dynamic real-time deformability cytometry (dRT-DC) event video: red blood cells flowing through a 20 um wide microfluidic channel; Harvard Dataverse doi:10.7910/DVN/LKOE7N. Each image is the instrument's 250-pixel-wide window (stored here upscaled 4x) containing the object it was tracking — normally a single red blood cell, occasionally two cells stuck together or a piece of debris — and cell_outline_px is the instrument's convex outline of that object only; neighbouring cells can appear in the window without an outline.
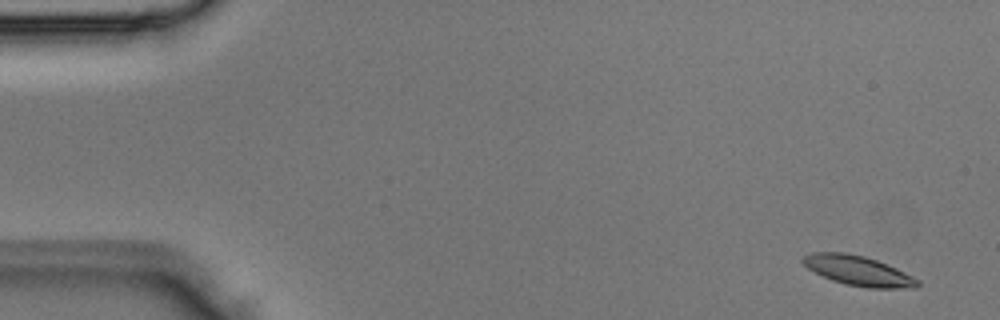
{"species": "Egyptian fruit bat (a non-hibernating species)", "species_latin": "Rousettus aegyptiacus", "temperature_condition": "room temperature", "stored_images_in_passage": 4, "camera_frame_rate_fps": 3000, "um_per_image_px": 0.085, "animal": {"sex": "male"}, "frame": {"image": 1, "passage_image": 1, "time_ms": 0.0, "image_size_px": [1000, 320], "cell_outline_px": [[920, 284], [916, 288], [868, 288], [844, 284], [832, 280], [808, 268], [800, 260], [804, 256], [812, 252], [844, 252], [864, 256], [876, 260], [896, 268], [920, 280]], "centroid_in_image_um": [72.96, 23.01], "position_along_channel_um": 12.0, "area_um2": 19.83}}
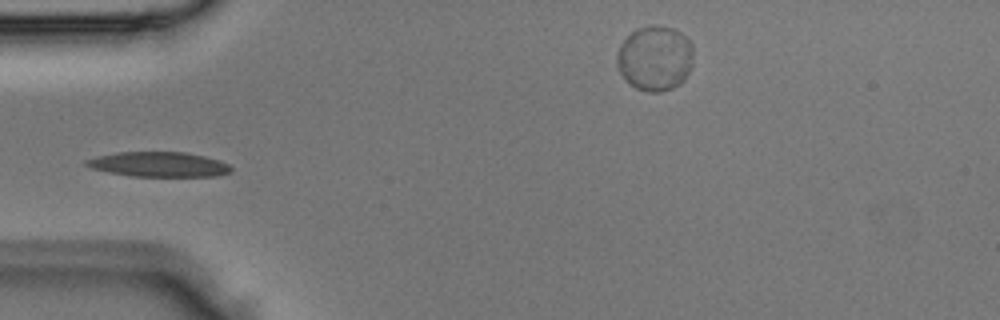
{"frame": {"image": 2, "passage_image": 4, "time_ms": 1.0, "image_size_px": [1000, 320], "cell_outline_px": [[232, 172], [216, 176], [128, 176], [92, 168], [84, 164], [84, 160], [96, 156], [116, 152], [184, 152], [204, 156], [220, 160], [228, 164], [232, 168]], "centroid_in_image_um": [13.49, 13.97], "position_along_channel_um": 71.5, "area_um2": 21.04}}